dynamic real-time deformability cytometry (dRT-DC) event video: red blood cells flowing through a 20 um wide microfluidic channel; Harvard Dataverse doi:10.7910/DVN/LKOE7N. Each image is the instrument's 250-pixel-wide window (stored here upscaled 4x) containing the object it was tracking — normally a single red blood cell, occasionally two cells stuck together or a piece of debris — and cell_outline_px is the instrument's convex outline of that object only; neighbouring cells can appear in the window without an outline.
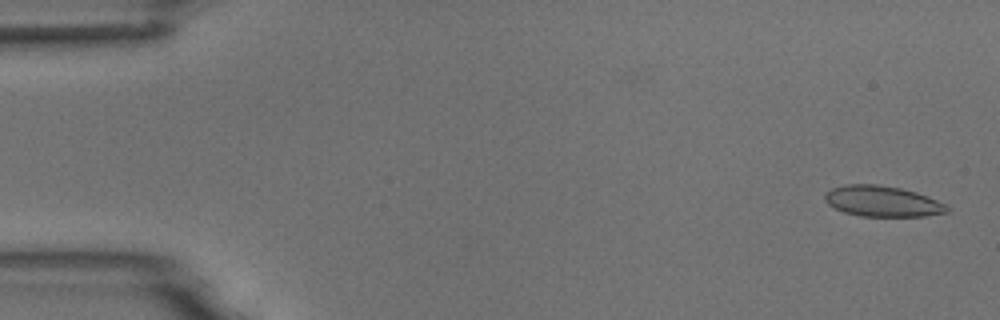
{"species": "common noctule bat (a hibernating species)", "species_latin": "Nyctalus noctula", "temperature_condition": "room temperature", "stored_images_in_passage": 5, "camera_frame_rate_fps": 3000, "um_per_image_px": 0.085, "animal": {"sex": "male", "body_mass_g": 18.8}, "frame": {"image": 1, "passage_image": 1, "time_ms": 0.0, "image_size_px": [1000, 320], "cell_outline_px": [[948, 212], [924, 216], [860, 216], [844, 212], [828, 204], [824, 200], [824, 192], [832, 188], [844, 184], [876, 184], [900, 188], [916, 192], [928, 196], [944, 204], [948, 208]], "centroid_in_image_um": [74.96, 17.1], "position_along_channel_um": 10.0, "area_um2": 21.85}}
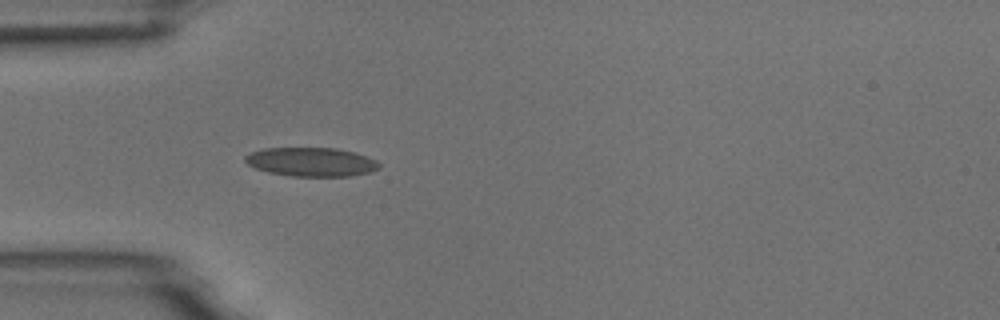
{"frame": {"image": 2, "passage_image": 5, "time_ms": 4.667, "image_size_px": [1000, 320], "cell_outline_px": [[380, 168], [372, 172], [348, 176], [292, 176], [268, 172], [256, 168], [248, 164], [244, 160], [244, 156], [252, 152], [264, 148], [336, 148], [352, 152], [376, 160], [380, 164]], "centroid_in_image_um": [26.45, 13.77], "position_along_channel_um": 58.5, "area_um2": 22.43}}